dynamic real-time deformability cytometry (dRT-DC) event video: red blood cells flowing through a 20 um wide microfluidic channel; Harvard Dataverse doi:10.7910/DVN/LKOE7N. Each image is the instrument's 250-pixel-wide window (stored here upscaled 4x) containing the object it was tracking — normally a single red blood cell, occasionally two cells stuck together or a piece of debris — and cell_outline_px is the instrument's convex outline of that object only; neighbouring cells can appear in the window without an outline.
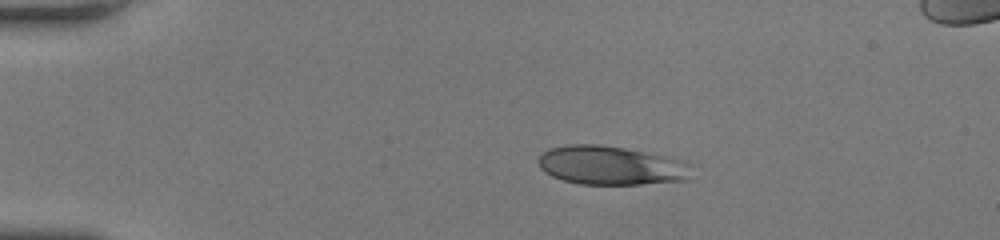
{"species": "human", "species_latin": "Homo sapiens", "temperature_condition": "room temperature", "stored_images_in_passage": 46, "camera_frame_rate_fps": 3000, "um_per_image_px": 0.085, "donor": {"sex": "female"}, "frame": {"image": 1, "passage_image": 1, "time_ms": 0.0, "image_size_px": [1000, 240], "cell_outline_px": [[692, 164], [688, 180], [640, 184], [580, 184], [564, 180], [552, 176], [544, 172], [540, 168], [536, 160], [548, 148], [568, 144], [600, 144], [624, 148], [644, 152], [680, 160]], "centroid_in_image_um": [51.89, 14.06], "position_along_channel_um": 33.1, "area_um2": 34.68}}
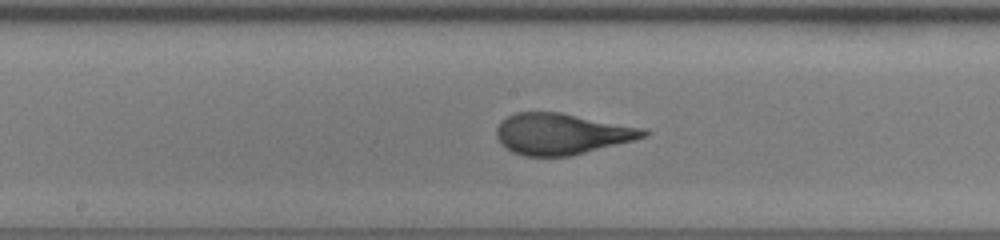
{"frame": {"image": 2, "passage_image": 20, "time_ms": 6.333, "image_size_px": [1000, 240], "cell_outline_px": [[648, 136], [568, 156], [524, 156], [512, 152], [500, 144], [496, 136], [496, 128], [500, 120], [516, 112], [560, 112], [644, 128], [648, 132]], "centroid_in_image_um": [47.67, 11.37], "position_along_channel_um": 200.5, "area_um2": 35.03}}
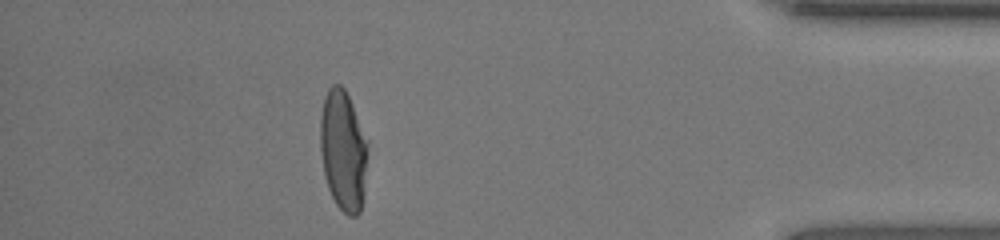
{"frame": {"image": 3, "passage_image": 40, "time_ms": 13.0, "image_size_px": [1000, 240], "cell_outline_px": [[368, 144], [364, 196], [360, 212], [356, 216], [348, 216], [336, 204], [328, 188], [324, 176], [320, 148], [320, 116], [324, 96], [328, 88], [332, 84], [340, 84], [344, 88], [348, 96], [368, 140]], "centroid_in_image_um": [29.17, 12.79], "position_along_channel_um": 406.0, "area_um2": 33.7}, "authors_computed_cell_mechanics": {"area_um2": 34.7667, "velocity_mm_per_s": 3.6966, "shape_relaxation_time_tau1_ms": 5.2259, "shape_relaxation_time_tau2_ms": null, "deformation_change_tau1": 0.2271, "deformation_change_tau2": null}}